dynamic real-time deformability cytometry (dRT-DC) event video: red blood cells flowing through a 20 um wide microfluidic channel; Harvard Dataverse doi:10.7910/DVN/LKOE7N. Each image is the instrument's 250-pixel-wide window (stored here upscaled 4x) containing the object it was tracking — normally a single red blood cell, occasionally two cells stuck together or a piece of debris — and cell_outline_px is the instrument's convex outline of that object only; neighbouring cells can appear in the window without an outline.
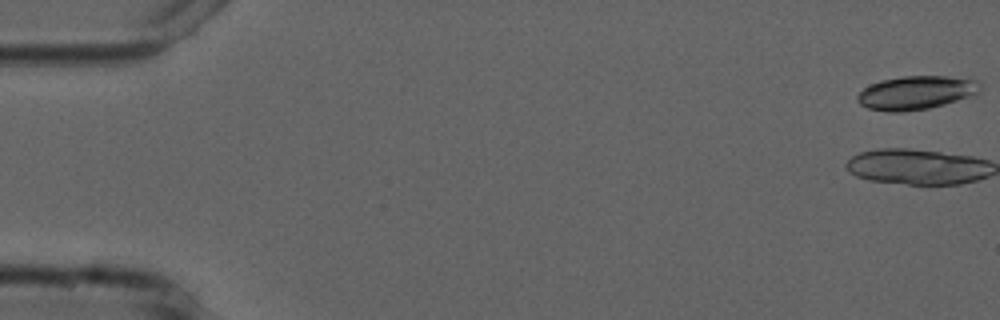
{"species": "common noctule bat (a hibernating species)", "species_latin": "Nyctalus noctula", "temperature_condition": "cold", "stored_images_in_passage": 6, "camera_frame_rate_fps": 3000, "um_per_image_px": 0.085, "animal": {"sex": "male", "forearm_length_mm": 52.5}, "frame": {"image": 1, "passage_image": 1, "time_ms": 0.0, "image_size_px": [1000, 320], "cell_outline_px": [[984, 88], [976, 96], [928, 108], [904, 112], [888, 112], [868, 108], [860, 104], [856, 100], [856, 96], [864, 88], [880, 80], [904, 76], [948, 76], [980, 80]], "centroid_in_image_um": [77.95, 7.87], "position_along_channel_um": 7.0, "area_um2": 24.51}}